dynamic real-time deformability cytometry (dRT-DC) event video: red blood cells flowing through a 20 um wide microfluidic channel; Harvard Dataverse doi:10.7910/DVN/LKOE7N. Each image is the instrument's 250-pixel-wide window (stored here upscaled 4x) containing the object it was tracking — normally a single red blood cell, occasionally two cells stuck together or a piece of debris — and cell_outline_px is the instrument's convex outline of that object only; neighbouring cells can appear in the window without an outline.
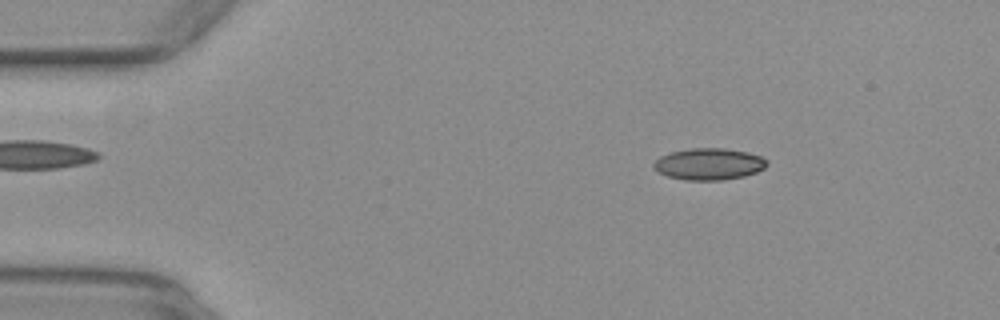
{"species": "common noctule bat (a hibernating species)", "species_latin": "Nyctalus noctula", "temperature_condition": "warm", "stored_images_in_passage": 52, "camera_frame_rate_fps": 3000, "um_per_image_px": 0.085, "animal": {"sex": "female", "body_mass_g": 29.2, "forearm_length_mm": 56.3}, "frame": {"image": 1, "passage_image": 8, "time_ms": 2.333, "image_size_px": [1000, 320], "cell_outline_px": [[768, 164], [764, 168], [756, 172], [744, 176], [720, 180], [684, 180], [668, 176], [660, 172], [652, 164], [660, 156], [672, 152], [688, 148], [724, 148], [748, 152], [760, 156], [768, 160]], "centroid_in_image_um": [60.28, 13.93], "position_along_channel_um": 24.7, "area_um2": 20.81}}
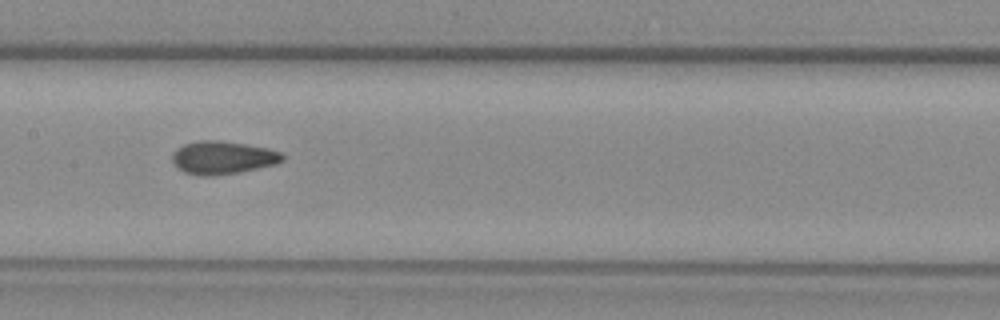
{"frame": {"image": 2, "passage_image": 26, "time_ms": 8.333, "image_size_px": [1000, 320], "cell_outline_px": [[284, 160], [276, 164], [240, 172], [216, 176], [200, 176], [184, 172], [172, 160], [172, 156], [184, 144], [200, 140], [220, 140], [268, 148], [280, 152], [284, 156]], "centroid_in_image_um": [18.97, 13.41], "position_along_channel_um": 188.4, "area_um2": 21.04}}
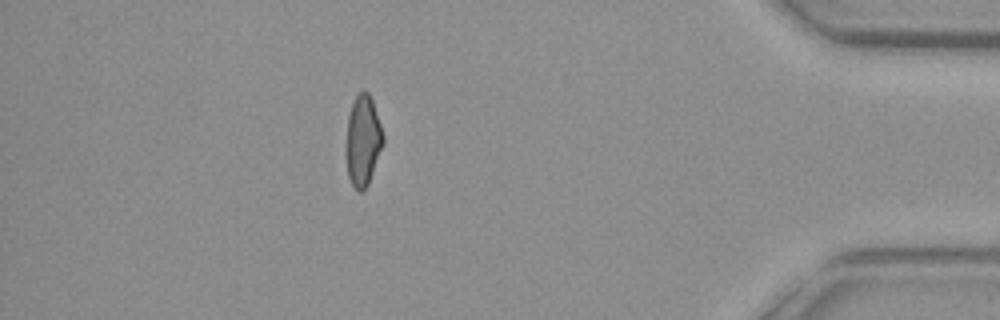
{"frame": {"image": 3, "passage_image": 46, "time_ms": 15.0, "image_size_px": [1000, 320], "cell_outline_px": [[384, 144], [368, 184], [360, 192], [352, 184], [348, 176], [348, 116], [352, 104], [356, 96], [364, 88], [368, 92], [372, 100], [384, 136]], "centroid_in_image_um": [30.89, 11.92], "position_along_channel_um": 404.3, "area_um2": 18.9}, "authors_computed_cell_mechanics": {"area_um2": 20.4034, "velocity_mm_per_s": 3.9686, "shape_relaxation_time_tau1_ms": null, "shape_relaxation_time_tau2_ms": 1.5361, "deformation_change_tau1": null, "deformation_change_tau2": 0.0762}}